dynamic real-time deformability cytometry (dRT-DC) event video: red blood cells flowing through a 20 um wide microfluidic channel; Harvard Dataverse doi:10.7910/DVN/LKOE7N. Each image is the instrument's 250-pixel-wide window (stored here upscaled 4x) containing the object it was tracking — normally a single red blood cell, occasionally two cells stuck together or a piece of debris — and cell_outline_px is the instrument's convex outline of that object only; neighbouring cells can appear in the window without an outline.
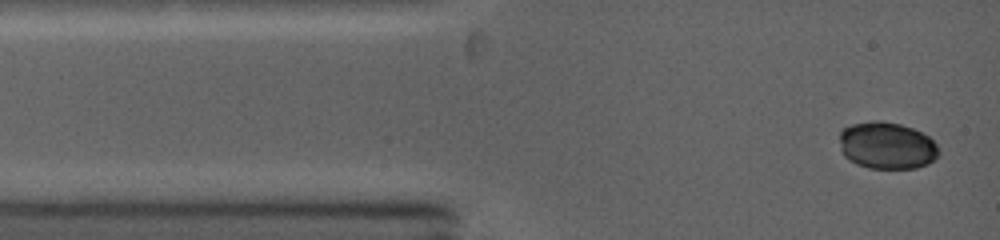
{"species": "common noctule bat (a hibernating species)", "species_latin": "Nyctalus noctula", "temperature_condition": "warm", "stored_images_in_passage": 3, "camera_frame_rate_fps": 5000, "um_per_image_px": 0.085, "animal": {"sex": "female", "body_mass_g": 19.0, "forearm_length_mm": 53.3}, "frame": {"image": 1, "passage_image": 1, "time_ms": 0.0, "image_size_px": [1000, 240], "cell_outline_px": [[940, 152], [928, 164], [916, 168], [868, 168], [856, 164], [848, 160], [844, 156], [840, 148], [840, 128], [852, 124], [872, 120], [880, 120], [900, 124], [912, 128], [928, 136], [936, 144]], "centroid_in_image_um": [75.34, 12.36], "position_along_channel_um": 9.7, "area_um2": 27.4}}
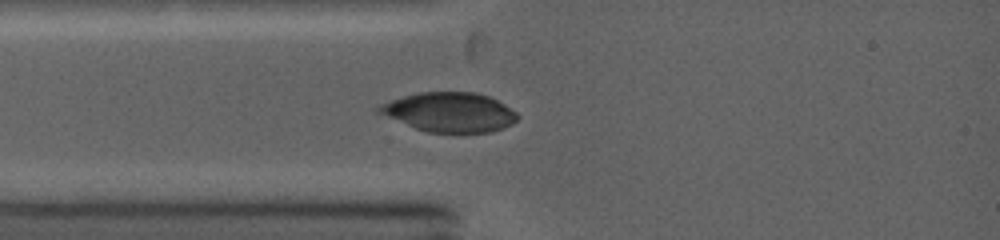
{"frame": {"image": 2, "passage_image": 3, "time_ms": 2.0, "image_size_px": [1000, 240], "cell_outline_px": [[520, 116], [512, 124], [488, 132], [428, 132], [416, 128], [376, 112], [372, 108], [376, 104], [404, 96], [420, 92], [476, 92], [488, 96], [504, 104], [516, 112]], "centroid_in_image_um": [38.16, 9.52], "position_along_channel_um": 46.8, "area_um2": 31.73}}